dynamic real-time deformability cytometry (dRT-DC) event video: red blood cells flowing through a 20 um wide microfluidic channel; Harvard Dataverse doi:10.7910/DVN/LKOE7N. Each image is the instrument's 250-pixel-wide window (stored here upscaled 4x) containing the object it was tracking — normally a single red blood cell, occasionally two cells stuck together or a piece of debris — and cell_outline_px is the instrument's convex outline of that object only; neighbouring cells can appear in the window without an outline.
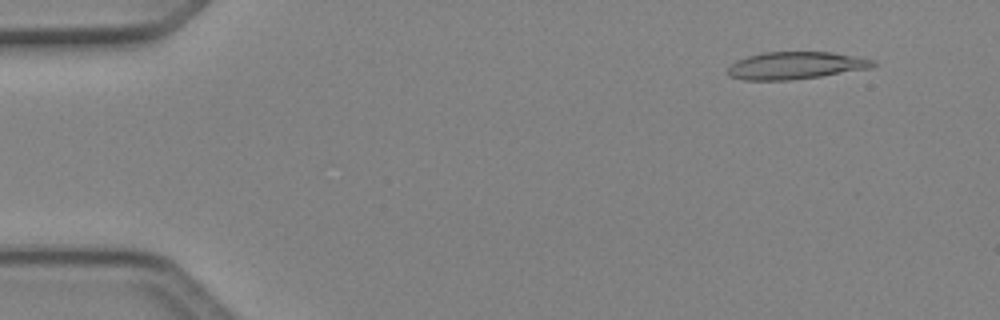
{"species": "Egyptian fruit bat (a non-hibernating species)", "species_latin": "Rousettus aegyptiacus", "temperature_condition": "cold", "stored_images_in_passage": 5, "camera_frame_rate_fps": 3000, "um_per_image_px": 0.085, "animal": {"sex": "female"}, "frame": {"image": 1, "passage_image": 1, "time_ms": 0.0, "image_size_px": [1000, 320], "cell_outline_px": [[880, 64], [872, 68], [820, 76], [788, 80], [744, 80], [728, 76], [728, 68], [736, 60], [748, 56], [764, 52], [832, 52], [876, 60]], "centroid_in_image_um": [67.67, 5.56], "position_along_channel_um": 17.3, "area_um2": 23.24}}
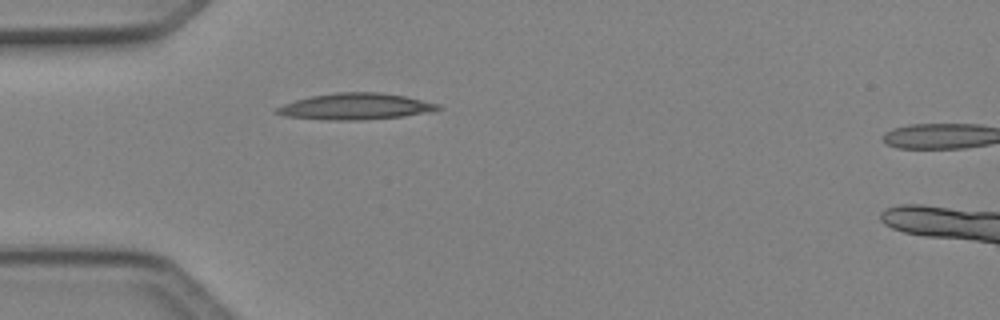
{"frame": {"image": 2, "passage_image": 4, "time_ms": 1.0, "image_size_px": [1000, 320], "cell_outline_px": [[444, 108], [432, 112], [404, 116], [364, 120], [328, 120], [284, 116], [276, 112], [276, 108], [284, 104], [296, 100], [312, 96], [336, 92], [380, 92], [404, 96], [440, 104]], "centroid_in_image_um": [30.28, 9.05], "position_along_channel_um": 54.7, "area_um2": 24.8}}